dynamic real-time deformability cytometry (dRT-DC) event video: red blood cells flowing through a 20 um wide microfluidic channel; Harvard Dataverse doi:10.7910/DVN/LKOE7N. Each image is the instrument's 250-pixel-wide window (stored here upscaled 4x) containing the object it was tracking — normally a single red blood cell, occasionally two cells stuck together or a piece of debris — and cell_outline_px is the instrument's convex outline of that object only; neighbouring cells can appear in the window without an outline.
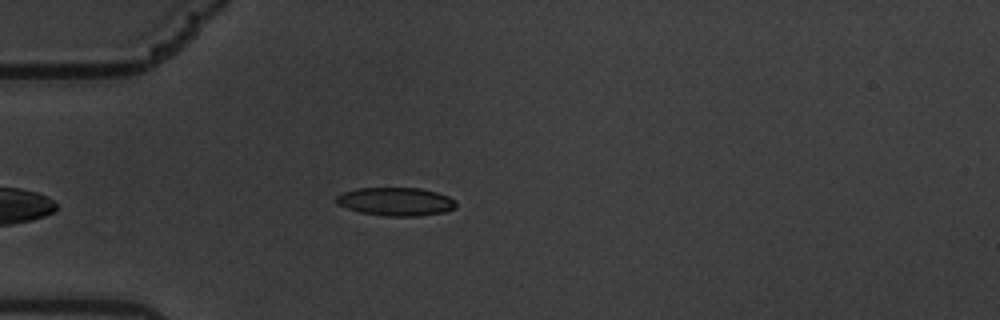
{"species": "common noctule bat (a hibernating species)", "species_latin": "Nyctalus noctula", "temperature_condition": "warm", "stored_images_in_passage": 14, "camera_frame_rate_fps": 3000, "um_per_image_px": 0.085, "animal": {"sex": "male", "body_mass_g": 19.5, "forearm_length_mm": 54.6}, "frame": {"image": 1, "passage_image": 2, "time_ms": 0.333, "image_size_px": [1000, 320], "cell_outline_px": [[456, 208], [444, 212], [420, 216], [384, 216], [360, 212], [336, 204], [336, 196], [344, 192], [356, 188], [420, 188], [436, 192], [448, 196], [456, 200]], "centroid_in_image_um": [33.66, 17.14], "position_along_channel_um": 51.3, "area_um2": 19.83}}
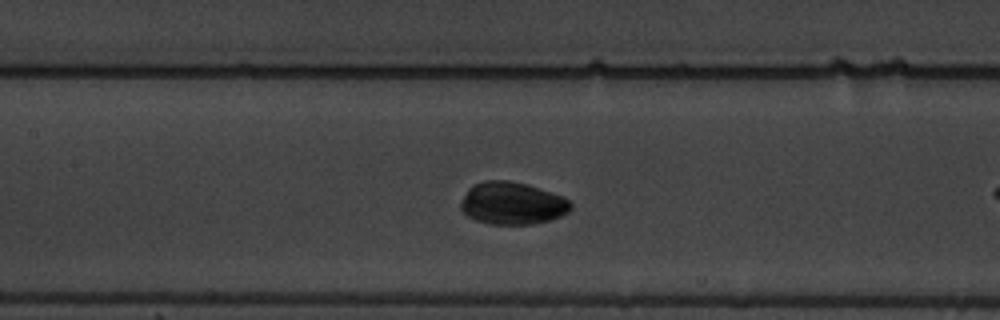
{"frame": {"image": 2, "passage_image": 9, "time_ms": 2.667, "image_size_px": [1000, 320], "cell_outline_px": [[572, 208], [568, 212], [560, 216], [548, 220], [532, 224], [492, 224], [476, 220], [468, 216], [460, 208], [460, 204], [468, 188], [484, 180], [508, 180], [528, 184], [564, 196], [572, 204]], "centroid_in_image_um": [43.56, 17.27], "position_along_channel_um": 163.8, "area_um2": 27.17}}
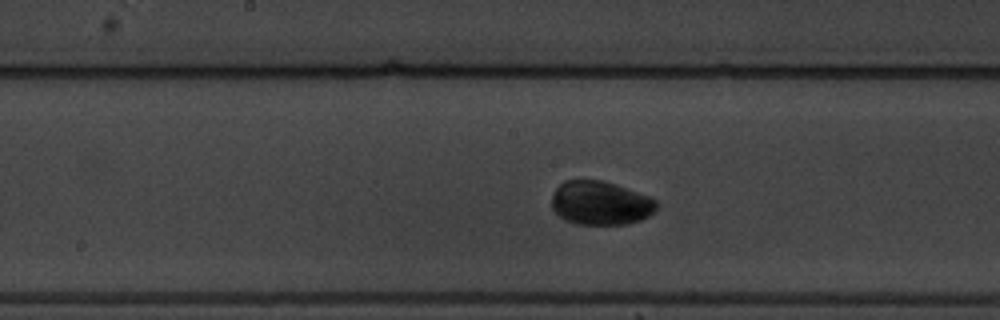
{"frame": {"image": 3, "passage_image": 12, "time_ms": 3.667, "image_size_px": [1000, 320], "cell_outline_px": [[656, 212], [640, 220], [628, 224], [576, 224], [564, 220], [552, 208], [552, 196], [556, 188], [564, 180], [604, 180], [616, 184], [648, 196], [656, 200]], "centroid_in_image_um": [51.04, 17.26], "position_along_channel_um": 197.2, "area_um2": 26.82}}